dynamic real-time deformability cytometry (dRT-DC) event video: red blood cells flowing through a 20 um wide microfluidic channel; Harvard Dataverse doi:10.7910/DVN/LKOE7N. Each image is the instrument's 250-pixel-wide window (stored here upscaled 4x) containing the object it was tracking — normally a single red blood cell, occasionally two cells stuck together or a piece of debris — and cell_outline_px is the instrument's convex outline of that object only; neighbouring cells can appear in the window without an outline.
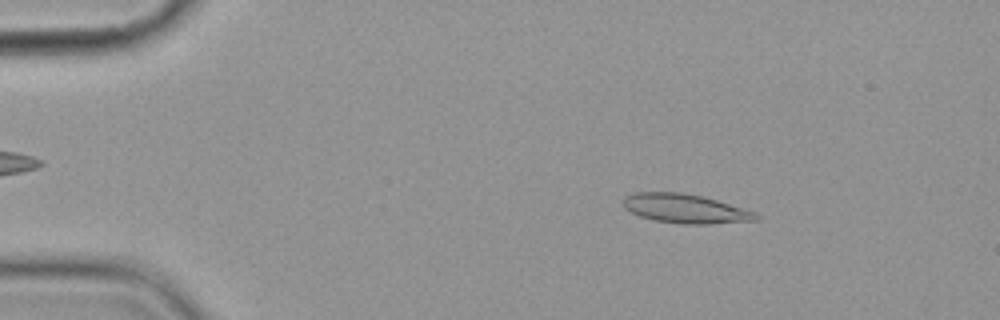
{"species": "common noctule bat (a hibernating species)", "species_latin": "Nyctalus noctula", "temperature_condition": "cold", "stored_images_in_passage": 4, "camera_frame_rate_fps": 3000, "um_per_image_px": 0.085, "animal": {"sex": "female", "body_mass_g": 19.9}, "frame": {"image": 1, "passage_image": 1, "time_ms": 0.0, "image_size_px": [1000, 320], "cell_outline_px": [[760, 220], [708, 224], [680, 224], [656, 220], [640, 216], [624, 208], [620, 204], [624, 196], [636, 192], [680, 192], [704, 196], [756, 212], [760, 216]], "centroid_in_image_um": [58.24, 17.73], "position_along_channel_um": 26.8, "area_um2": 22.77}}